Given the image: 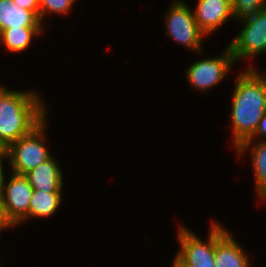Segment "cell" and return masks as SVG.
I'll return each instance as SVG.
<instances>
[{
  "label": "cell",
  "instance_id": "1",
  "mask_svg": "<svg viewBox=\"0 0 266 267\" xmlns=\"http://www.w3.org/2000/svg\"><path fill=\"white\" fill-rule=\"evenodd\" d=\"M236 79L231 112L235 149L254 135L266 113V76L250 65Z\"/></svg>",
  "mask_w": 266,
  "mask_h": 267
},
{
  "label": "cell",
  "instance_id": "2",
  "mask_svg": "<svg viewBox=\"0 0 266 267\" xmlns=\"http://www.w3.org/2000/svg\"><path fill=\"white\" fill-rule=\"evenodd\" d=\"M36 92L11 91L0 86V147L6 149L27 135L45 117V105Z\"/></svg>",
  "mask_w": 266,
  "mask_h": 267
},
{
  "label": "cell",
  "instance_id": "3",
  "mask_svg": "<svg viewBox=\"0 0 266 267\" xmlns=\"http://www.w3.org/2000/svg\"><path fill=\"white\" fill-rule=\"evenodd\" d=\"M45 129L46 117L27 135L20 137L5 149L12 173L25 175L52 158L44 144Z\"/></svg>",
  "mask_w": 266,
  "mask_h": 267
},
{
  "label": "cell",
  "instance_id": "4",
  "mask_svg": "<svg viewBox=\"0 0 266 267\" xmlns=\"http://www.w3.org/2000/svg\"><path fill=\"white\" fill-rule=\"evenodd\" d=\"M166 17V33L174 41L202 54L205 34L199 29L193 11L183 2L174 1Z\"/></svg>",
  "mask_w": 266,
  "mask_h": 267
},
{
  "label": "cell",
  "instance_id": "5",
  "mask_svg": "<svg viewBox=\"0 0 266 267\" xmlns=\"http://www.w3.org/2000/svg\"><path fill=\"white\" fill-rule=\"evenodd\" d=\"M241 22L244 24L243 29L228 44L234 60L266 53V8Z\"/></svg>",
  "mask_w": 266,
  "mask_h": 267
},
{
  "label": "cell",
  "instance_id": "6",
  "mask_svg": "<svg viewBox=\"0 0 266 267\" xmlns=\"http://www.w3.org/2000/svg\"><path fill=\"white\" fill-rule=\"evenodd\" d=\"M208 240L203 242L194 233L180 226V251L175 256L186 267H215V222L211 224Z\"/></svg>",
  "mask_w": 266,
  "mask_h": 267
},
{
  "label": "cell",
  "instance_id": "7",
  "mask_svg": "<svg viewBox=\"0 0 266 267\" xmlns=\"http://www.w3.org/2000/svg\"><path fill=\"white\" fill-rule=\"evenodd\" d=\"M234 62V57L227 45L221 56L209 57L191 64L186 69V76L195 89L206 91L226 77Z\"/></svg>",
  "mask_w": 266,
  "mask_h": 267
},
{
  "label": "cell",
  "instance_id": "8",
  "mask_svg": "<svg viewBox=\"0 0 266 267\" xmlns=\"http://www.w3.org/2000/svg\"><path fill=\"white\" fill-rule=\"evenodd\" d=\"M3 183L2 199L6 217L13 225L28 214L33 188L24 175L12 173L8 184Z\"/></svg>",
  "mask_w": 266,
  "mask_h": 267
},
{
  "label": "cell",
  "instance_id": "9",
  "mask_svg": "<svg viewBox=\"0 0 266 267\" xmlns=\"http://www.w3.org/2000/svg\"><path fill=\"white\" fill-rule=\"evenodd\" d=\"M248 255L232 234L215 222V267H250Z\"/></svg>",
  "mask_w": 266,
  "mask_h": 267
},
{
  "label": "cell",
  "instance_id": "10",
  "mask_svg": "<svg viewBox=\"0 0 266 267\" xmlns=\"http://www.w3.org/2000/svg\"><path fill=\"white\" fill-rule=\"evenodd\" d=\"M231 2L232 0H198L193 13L205 36L221 27L230 17L234 18Z\"/></svg>",
  "mask_w": 266,
  "mask_h": 267
},
{
  "label": "cell",
  "instance_id": "11",
  "mask_svg": "<svg viewBox=\"0 0 266 267\" xmlns=\"http://www.w3.org/2000/svg\"><path fill=\"white\" fill-rule=\"evenodd\" d=\"M56 162L52 157L24 175L33 189L62 192L63 175Z\"/></svg>",
  "mask_w": 266,
  "mask_h": 267
},
{
  "label": "cell",
  "instance_id": "12",
  "mask_svg": "<svg viewBox=\"0 0 266 267\" xmlns=\"http://www.w3.org/2000/svg\"><path fill=\"white\" fill-rule=\"evenodd\" d=\"M39 17L13 0H0V32L8 28L42 27Z\"/></svg>",
  "mask_w": 266,
  "mask_h": 267
},
{
  "label": "cell",
  "instance_id": "13",
  "mask_svg": "<svg viewBox=\"0 0 266 267\" xmlns=\"http://www.w3.org/2000/svg\"><path fill=\"white\" fill-rule=\"evenodd\" d=\"M62 192H46L33 189L32 197L30 199L29 212L20 221L24 222L29 217H48L53 215L61 203Z\"/></svg>",
  "mask_w": 266,
  "mask_h": 267
},
{
  "label": "cell",
  "instance_id": "14",
  "mask_svg": "<svg viewBox=\"0 0 266 267\" xmlns=\"http://www.w3.org/2000/svg\"><path fill=\"white\" fill-rule=\"evenodd\" d=\"M43 27L8 28L0 32V42L11 52H21L29 47L33 36L43 32Z\"/></svg>",
  "mask_w": 266,
  "mask_h": 267
},
{
  "label": "cell",
  "instance_id": "15",
  "mask_svg": "<svg viewBox=\"0 0 266 267\" xmlns=\"http://www.w3.org/2000/svg\"><path fill=\"white\" fill-rule=\"evenodd\" d=\"M254 144L250 150H252L255 187L259 197L264 200L266 199V141H258Z\"/></svg>",
  "mask_w": 266,
  "mask_h": 267
},
{
  "label": "cell",
  "instance_id": "16",
  "mask_svg": "<svg viewBox=\"0 0 266 267\" xmlns=\"http://www.w3.org/2000/svg\"><path fill=\"white\" fill-rule=\"evenodd\" d=\"M234 19L240 21L255 16L261 9L266 8V0H232Z\"/></svg>",
  "mask_w": 266,
  "mask_h": 267
},
{
  "label": "cell",
  "instance_id": "17",
  "mask_svg": "<svg viewBox=\"0 0 266 267\" xmlns=\"http://www.w3.org/2000/svg\"><path fill=\"white\" fill-rule=\"evenodd\" d=\"M76 0H39V19L41 23L47 13H68Z\"/></svg>",
  "mask_w": 266,
  "mask_h": 267
},
{
  "label": "cell",
  "instance_id": "18",
  "mask_svg": "<svg viewBox=\"0 0 266 267\" xmlns=\"http://www.w3.org/2000/svg\"><path fill=\"white\" fill-rule=\"evenodd\" d=\"M261 136L262 139L259 141H266V113L262 116L261 120L259 121V125L254 133V135L247 141L243 142L236 150L238 156H241L245 150L249 149L250 145H253L252 141H255L254 138L257 136ZM264 138V139H263Z\"/></svg>",
  "mask_w": 266,
  "mask_h": 267
},
{
  "label": "cell",
  "instance_id": "19",
  "mask_svg": "<svg viewBox=\"0 0 266 267\" xmlns=\"http://www.w3.org/2000/svg\"><path fill=\"white\" fill-rule=\"evenodd\" d=\"M19 7L33 11L39 17V0H13Z\"/></svg>",
  "mask_w": 266,
  "mask_h": 267
},
{
  "label": "cell",
  "instance_id": "20",
  "mask_svg": "<svg viewBox=\"0 0 266 267\" xmlns=\"http://www.w3.org/2000/svg\"><path fill=\"white\" fill-rule=\"evenodd\" d=\"M14 226L6 217L3 205L2 195L0 194V232L5 228Z\"/></svg>",
  "mask_w": 266,
  "mask_h": 267
},
{
  "label": "cell",
  "instance_id": "21",
  "mask_svg": "<svg viewBox=\"0 0 266 267\" xmlns=\"http://www.w3.org/2000/svg\"><path fill=\"white\" fill-rule=\"evenodd\" d=\"M7 158L6 151L3 149L0 152V194H2L3 183H4V173H3V160Z\"/></svg>",
  "mask_w": 266,
  "mask_h": 267
},
{
  "label": "cell",
  "instance_id": "22",
  "mask_svg": "<svg viewBox=\"0 0 266 267\" xmlns=\"http://www.w3.org/2000/svg\"><path fill=\"white\" fill-rule=\"evenodd\" d=\"M172 267H186L184 264H182L176 257L173 261Z\"/></svg>",
  "mask_w": 266,
  "mask_h": 267
}]
</instances>
